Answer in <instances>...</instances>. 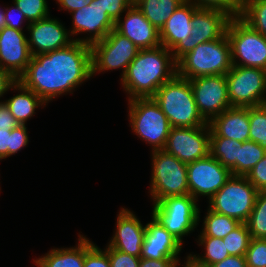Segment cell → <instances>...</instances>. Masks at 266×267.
<instances>
[{
  "label": "cell",
  "instance_id": "46",
  "mask_svg": "<svg viewBox=\"0 0 266 267\" xmlns=\"http://www.w3.org/2000/svg\"><path fill=\"white\" fill-rule=\"evenodd\" d=\"M11 131L0 130V160L11 156Z\"/></svg>",
  "mask_w": 266,
  "mask_h": 267
},
{
  "label": "cell",
  "instance_id": "32",
  "mask_svg": "<svg viewBox=\"0 0 266 267\" xmlns=\"http://www.w3.org/2000/svg\"><path fill=\"white\" fill-rule=\"evenodd\" d=\"M239 17L254 30L266 37V0L247 3Z\"/></svg>",
  "mask_w": 266,
  "mask_h": 267
},
{
  "label": "cell",
  "instance_id": "31",
  "mask_svg": "<svg viewBox=\"0 0 266 267\" xmlns=\"http://www.w3.org/2000/svg\"><path fill=\"white\" fill-rule=\"evenodd\" d=\"M246 224L251 238L266 239V191H258Z\"/></svg>",
  "mask_w": 266,
  "mask_h": 267
},
{
  "label": "cell",
  "instance_id": "37",
  "mask_svg": "<svg viewBox=\"0 0 266 267\" xmlns=\"http://www.w3.org/2000/svg\"><path fill=\"white\" fill-rule=\"evenodd\" d=\"M245 257L247 267H266V239L251 238Z\"/></svg>",
  "mask_w": 266,
  "mask_h": 267
},
{
  "label": "cell",
  "instance_id": "48",
  "mask_svg": "<svg viewBox=\"0 0 266 267\" xmlns=\"http://www.w3.org/2000/svg\"><path fill=\"white\" fill-rule=\"evenodd\" d=\"M209 267H247L246 257L230 255L223 261L210 265Z\"/></svg>",
  "mask_w": 266,
  "mask_h": 267
},
{
  "label": "cell",
  "instance_id": "49",
  "mask_svg": "<svg viewBox=\"0 0 266 267\" xmlns=\"http://www.w3.org/2000/svg\"><path fill=\"white\" fill-rule=\"evenodd\" d=\"M93 0H56L61 10L71 13L75 10L81 9L84 6L89 5Z\"/></svg>",
  "mask_w": 266,
  "mask_h": 267
},
{
  "label": "cell",
  "instance_id": "30",
  "mask_svg": "<svg viewBox=\"0 0 266 267\" xmlns=\"http://www.w3.org/2000/svg\"><path fill=\"white\" fill-rule=\"evenodd\" d=\"M266 155V150L254 141H245L238 147L236 175L246 176L250 170Z\"/></svg>",
  "mask_w": 266,
  "mask_h": 267
},
{
  "label": "cell",
  "instance_id": "47",
  "mask_svg": "<svg viewBox=\"0 0 266 267\" xmlns=\"http://www.w3.org/2000/svg\"><path fill=\"white\" fill-rule=\"evenodd\" d=\"M17 81L18 80L11 73L0 68V98L3 97L7 91L10 89L12 90V86Z\"/></svg>",
  "mask_w": 266,
  "mask_h": 267
},
{
  "label": "cell",
  "instance_id": "35",
  "mask_svg": "<svg viewBox=\"0 0 266 267\" xmlns=\"http://www.w3.org/2000/svg\"><path fill=\"white\" fill-rule=\"evenodd\" d=\"M27 21L35 22L50 16L47 0H13Z\"/></svg>",
  "mask_w": 266,
  "mask_h": 267
},
{
  "label": "cell",
  "instance_id": "11",
  "mask_svg": "<svg viewBox=\"0 0 266 267\" xmlns=\"http://www.w3.org/2000/svg\"><path fill=\"white\" fill-rule=\"evenodd\" d=\"M139 50L131 40L113 29L102 41L91 46L92 76L98 72L122 69V78Z\"/></svg>",
  "mask_w": 266,
  "mask_h": 267
},
{
  "label": "cell",
  "instance_id": "16",
  "mask_svg": "<svg viewBox=\"0 0 266 267\" xmlns=\"http://www.w3.org/2000/svg\"><path fill=\"white\" fill-rule=\"evenodd\" d=\"M197 8L192 2L185 0L160 30L161 45L171 51L176 62L186 55V38L190 36L191 20Z\"/></svg>",
  "mask_w": 266,
  "mask_h": 267
},
{
  "label": "cell",
  "instance_id": "52",
  "mask_svg": "<svg viewBox=\"0 0 266 267\" xmlns=\"http://www.w3.org/2000/svg\"><path fill=\"white\" fill-rule=\"evenodd\" d=\"M241 1V5H242V8L247 4V3H250L254 0H240Z\"/></svg>",
  "mask_w": 266,
  "mask_h": 267
},
{
  "label": "cell",
  "instance_id": "22",
  "mask_svg": "<svg viewBox=\"0 0 266 267\" xmlns=\"http://www.w3.org/2000/svg\"><path fill=\"white\" fill-rule=\"evenodd\" d=\"M182 247L183 245L152 217V221L146 224L140 258H179Z\"/></svg>",
  "mask_w": 266,
  "mask_h": 267
},
{
  "label": "cell",
  "instance_id": "23",
  "mask_svg": "<svg viewBox=\"0 0 266 267\" xmlns=\"http://www.w3.org/2000/svg\"><path fill=\"white\" fill-rule=\"evenodd\" d=\"M210 137H225L240 142L249 141L248 107H230L210 122Z\"/></svg>",
  "mask_w": 266,
  "mask_h": 267
},
{
  "label": "cell",
  "instance_id": "7",
  "mask_svg": "<svg viewBox=\"0 0 266 267\" xmlns=\"http://www.w3.org/2000/svg\"><path fill=\"white\" fill-rule=\"evenodd\" d=\"M200 209L197 200L190 194L168 197L153 204L154 217L169 233L183 245L187 236L199 225Z\"/></svg>",
  "mask_w": 266,
  "mask_h": 267
},
{
  "label": "cell",
  "instance_id": "9",
  "mask_svg": "<svg viewBox=\"0 0 266 267\" xmlns=\"http://www.w3.org/2000/svg\"><path fill=\"white\" fill-rule=\"evenodd\" d=\"M257 193L258 190L245 176L232 175L210 198L208 208L246 223L254 208Z\"/></svg>",
  "mask_w": 266,
  "mask_h": 267
},
{
  "label": "cell",
  "instance_id": "43",
  "mask_svg": "<svg viewBox=\"0 0 266 267\" xmlns=\"http://www.w3.org/2000/svg\"><path fill=\"white\" fill-rule=\"evenodd\" d=\"M14 8L11 7H5V22L6 26L18 29L23 31V27L21 26L23 22H26V25L28 27L29 22L25 18L24 13L13 3ZM16 13V14H15Z\"/></svg>",
  "mask_w": 266,
  "mask_h": 267
},
{
  "label": "cell",
  "instance_id": "12",
  "mask_svg": "<svg viewBox=\"0 0 266 267\" xmlns=\"http://www.w3.org/2000/svg\"><path fill=\"white\" fill-rule=\"evenodd\" d=\"M185 164L204 158L210 150V126L171 127L164 149Z\"/></svg>",
  "mask_w": 266,
  "mask_h": 267
},
{
  "label": "cell",
  "instance_id": "28",
  "mask_svg": "<svg viewBox=\"0 0 266 267\" xmlns=\"http://www.w3.org/2000/svg\"><path fill=\"white\" fill-rule=\"evenodd\" d=\"M199 246L204 247V255H193L188 254L195 263L203 267H209L210 265L216 264L223 261L229 255L228 250L223 242L222 238H215L211 236H198Z\"/></svg>",
  "mask_w": 266,
  "mask_h": 267
},
{
  "label": "cell",
  "instance_id": "38",
  "mask_svg": "<svg viewBox=\"0 0 266 267\" xmlns=\"http://www.w3.org/2000/svg\"><path fill=\"white\" fill-rule=\"evenodd\" d=\"M200 8H212L225 11L231 17L241 14L242 5L240 0H187Z\"/></svg>",
  "mask_w": 266,
  "mask_h": 267
},
{
  "label": "cell",
  "instance_id": "19",
  "mask_svg": "<svg viewBox=\"0 0 266 267\" xmlns=\"http://www.w3.org/2000/svg\"><path fill=\"white\" fill-rule=\"evenodd\" d=\"M230 19L231 16L225 11L198 7L193 12L190 36L186 38V54L200 43L221 38L226 33Z\"/></svg>",
  "mask_w": 266,
  "mask_h": 267
},
{
  "label": "cell",
  "instance_id": "6",
  "mask_svg": "<svg viewBox=\"0 0 266 267\" xmlns=\"http://www.w3.org/2000/svg\"><path fill=\"white\" fill-rule=\"evenodd\" d=\"M129 122L133 133L153 150L164 149L170 133L169 120L153 97L128 100Z\"/></svg>",
  "mask_w": 266,
  "mask_h": 267
},
{
  "label": "cell",
  "instance_id": "3",
  "mask_svg": "<svg viewBox=\"0 0 266 267\" xmlns=\"http://www.w3.org/2000/svg\"><path fill=\"white\" fill-rule=\"evenodd\" d=\"M153 99L158 103L171 127H198L207 122L198 112L190 81L176 74L164 83Z\"/></svg>",
  "mask_w": 266,
  "mask_h": 267
},
{
  "label": "cell",
  "instance_id": "41",
  "mask_svg": "<svg viewBox=\"0 0 266 267\" xmlns=\"http://www.w3.org/2000/svg\"><path fill=\"white\" fill-rule=\"evenodd\" d=\"M104 10H107L108 16L115 23L123 13L134 4V0H101Z\"/></svg>",
  "mask_w": 266,
  "mask_h": 267
},
{
  "label": "cell",
  "instance_id": "39",
  "mask_svg": "<svg viewBox=\"0 0 266 267\" xmlns=\"http://www.w3.org/2000/svg\"><path fill=\"white\" fill-rule=\"evenodd\" d=\"M104 250L108 253L111 267H139L140 265V257L123 253L109 246Z\"/></svg>",
  "mask_w": 266,
  "mask_h": 267
},
{
  "label": "cell",
  "instance_id": "29",
  "mask_svg": "<svg viewBox=\"0 0 266 267\" xmlns=\"http://www.w3.org/2000/svg\"><path fill=\"white\" fill-rule=\"evenodd\" d=\"M239 224L240 222L237 219L213 212L208 208L203 220V229L199 236H211L223 239Z\"/></svg>",
  "mask_w": 266,
  "mask_h": 267
},
{
  "label": "cell",
  "instance_id": "4",
  "mask_svg": "<svg viewBox=\"0 0 266 267\" xmlns=\"http://www.w3.org/2000/svg\"><path fill=\"white\" fill-rule=\"evenodd\" d=\"M233 67L231 45L226 33L219 39L200 43L177 62V74L188 80L226 75Z\"/></svg>",
  "mask_w": 266,
  "mask_h": 267
},
{
  "label": "cell",
  "instance_id": "34",
  "mask_svg": "<svg viewBox=\"0 0 266 267\" xmlns=\"http://www.w3.org/2000/svg\"><path fill=\"white\" fill-rule=\"evenodd\" d=\"M251 235L246 223H240L232 232L223 238V242L229 255L245 256Z\"/></svg>",
  "mask_w": 266,
  "mask_h": 267
},
{
  "label": "cell",
  "instance_id": "5",
  "mask_svg": "<svg viewBox=\"0 0 266 267\" xmlns=\"http://www.w3.org/2000/svg\"><path fill=\"white\" fill-rule=\"evenodd\" d=\"M150 197L153 204L168 197L189 194L187 164L165 150H153Z\"/></svg>",
  "mask_w": 266,
  "mask_h": 267
},
{
  "label": "cell",
  "instance_id": "27",
  "mask_svg": "<svg viewBox=\"0 0 266 267\" xmlns=\"http://www.w3.org/2000/svg\"><path fill=\"white\" fill-rule=\"evenodd\" d=\"M242 143L225 137H210L209 154L229 169L232 175H236L238 147H241Z\"/></svg>",
  "mask_w": 266,
  "mask_h": 267
},
{
  "label": "cell",
  "instance_id": "18",
  "mask_svg": "<svg viewBox=\"0 0 266 267\" xmlns=\"http://www.w3.org/2000/svg\"><path fill=\"white\" fill-rule=\"evenodd\" d=\"M26 29L30 34L27 41L32 56L66 47L74 41L73 37L71 39L69 30L59 20L51 18V16L30 22Z\"/></svg>",
  "mask_w": 266,
  "mask_h": 267
},
{
  "label": "cell",
  "instance_id": "24",
  "mask_svg": "<svg viewBox=\"0 0 266 267\" xmlns=\"http://www.w3.org/2000/svg\"><path fill=\"white\" fill-rule=\"evenodd\" d=\"M12 89L19 91L18 94L5 100L4 103L18 124L26 125L27 120L34 116L35 110L42 106L44 108L47 104L19 81L12 86Z\"/></svg>",
  "mask_w": 266,
  "mask_h": 267
},
{
  "label": "cell",
  "instance_id": "50",
  "mask_svg": "<svg viewBox=\"0 0 266 267\" xmlns=\"http://www.w3.org/2000/svg\"><path fill=\"white\" fill-rule=\"evenodd\" d=\"M186 261H184V265H180L182 267H203L198 265L197 263H195L191 258H189L187 256V258L185 259Z\"/></svg>",
  "mask_w": 266,
  "mask_h": 267
},
{
  "label": "cell",
  "instance_id": "36",
  "mask_svg": "<svg viewBox=\"0 0 266 267\" xmlns=\"http://www.w3.org/2000/svg\"><path fill=\"white\" fill-rule=\"evenodd\" d=\"M83 267H111L108 253L85 236V259Z\"/></svg>",
  "mask_w": 266,
  "mask_h": 267
},
{
  "label": "cell",
  "instance_id": "13",
  "mask_svg": "<svg viewBox=\"0 0 266 267\" xmlns=\"http://www.w3.org/2000/svg\"><path fill=\"white\" fill-rule=\"evenodd\" d=\"M187 175L189 194L199 201V196H207L210 200L232 176V173L208 154L204 158L187 164Z\"/></svg>",
  "mask_w": 266,
  "mask_h": 267
},
{
  "label": "cell",
  "instance_id": "14",
  "mask_svg": "<svg viewBox=\"0 0 266 267\" xmlns=\"http://www.w3.org/2000/svg\"><path fill=\"white\" fill-rule=\"evenodd\" d=\"M189 81L198 112L207 123L231 107L225 75L200 76Z\"/></svg>",
  "mask_w": 266,
  "mask_h": 267
},
{
  "label": "cell",
  "instance_id": "2",
  "mask_svg": "<svg viewBox=\"0 0 266 267\" xmlns=\"http://www.w3.org/2000/svg\"><path fill=\"white\" fill-rule=\"evenodd\" d=\"M176 74L177 62L166 47L140 49L121 78V86L128 100L153 97Z\"/></svg>",
  "mask_w": 266,
  "mask_h": 267
},
{
  "label": "cell",
  "instance_id": "33",
  "mask_svg": "<svg viewBox=\"0 0 266 267\" xmlns=\"http://www.w3.org/2000/svg\"><path fill=\"white\" fill-rule=\"evenodd\" d=\"M249 140L266 150V104L249 107Z\"/></svg>",
  "mask_w": 266,
  "mask_h": 267
},
{
  "label": "cell",
  "instance_id": "15",
  "mask_svg": "<svg viewBox=\"0 0 266 267\" xmlns=\"http://www.w3.org/2000/svg\"><path fill=\"white\" fill-rule=\"evenodd\" d=\"M72 15V30H69L71 37L79 32L89 33L86 38H74V41L92 46L102 41L113 29L115 23L104 10L101 0H93L89 5L70 13Z\"/></svg>",
  "mask_w": 266,
  "mask_h": 267
},
{
  "label": "cell",
  "instance_id": "17",
  "mask_svg": "<svg viewBox=\"0 0 266 267\" xmlns=\"http://www.w3.org/2000/svg\"><path fill=\"white\" fill-rule=\"evenodd\" d=\"M31 58L24 32L5 26L0 31V68L18 80L26 71Z\"/></svg>",
  "mask_w": 266,
  "mask_h": 267
},
{
  "label": "cell",
  "instance_id": "1",
  "mask_svg": "<svg viewBox=\"0 0 266 267\" xmlns=\"http://www.w3.org/2000/svg\"><path fill=\"white\" fill-rule=\"evenodd\" d=\"M92 77L91 46L73 41L66 47L32 56L24 74L18 79L46 104Z\"/></svg>",
  "mask_w": 266,
  "mask_h": 267
},
{
  "label": "cell",
  "instance_id": "45",
  "mask_svg": "<svg viewBox=\"0 0 266 267\" xmlns=\"http://www.w3.org/2000/svg\"><path fill=\"white\" fill-rule=\"evenodd\" d=\"M180 264L179 258H165L160 260L140 258L139 267H178Z\"/></svg>",
  "mask_w": 266,
  "mask_h": 267
},
{
  "label": "cell",
  "instance_id": "20",
  "mask_svg": "<svg viewBox=\"0 0 266 267\" xmlns=\"http://www.w3.org/2000/svg\"><path fill=\"white\" fill-rule=\"evenodd\" d=\"M115 22V30L131 40L139 49H152L161 46L160 31L153 26L133 4L125 11L124 19Z\"/></svg>",
  "mask_w": 266,
  "mask_h": 267
},
{
  "label": "cell",
  "instance_id": "8",
  "mask_svg": "<svg viewBox=\"0 0 266 267\" xmlns=\"http://www.w3.org/2000/svg\"><path fill=\"white\" fill-rule=\"evenodd\" d=\"M226 35L231 45L233 65L266 70V37L239 16L231 17Z\"/></svg>",
  "mask_w": 266,
  "mask_h": 267
},
{
  "label": "cell",
  "instance_id": "42",
  "mask_svg": "<svg viewBox=\"0 0 266 267\" xmlns=\"http://www.w3.org/2000/svg\"><path fill=\"white\" fill-rule=\"evenodd\" d=\"M11 136V155H15L22 148L26 147L29 143L26 125H18L13 128L10 133Z\"/></svg>",
  "mask_w": 266,
  "mask_h": 267
},
{
  "label": "cell",
  "instance_id": "51",
  "mask_svg": "<svg viewBox=\"0 0 266 267\" xmlns=\"http://www.w3.org/2000/svg\"><path fill=\"white\" fill-rule=\"evenodd\" d=\"M6 26L5 22V8H0V31Z\"/></svg>",
  "mask_w": 266,
  "mask_h": 267
},
{
  "label": "cell",
  "instance_id": "21",
  "mask_svg": "<svg viewBox=\"0 0 266 267\" xmlns=\"http://www.w3.org/2000/svg\"><path fill=\"white\" fill-rule=\"evenodd\" d=\"M145 231L146 225H142L134 212L121 207L117 214L114 235L107 246L140 257Z\"/></svg>",
  "mask_w": 266,
  "mask_h": 267
},
{
  "label": "cell",
  "instance_id": "10",
  "mask_svg": "<svg viewBox=\"0 0 266 267\" xmlns=\"http://www.w3.org/2000/svg\"><path fill=\"white\" fill-rule=\"evenodd\" d=\"M225 76L231 107L266 104V70L233 65Z\"/></svg>",
  "mask_w": 266,
  "mask_h": 267
},
{
  "label": "cell",
  "instance_id": "44",
  "mask_svg": "<svg viewBox=\"0 0 266 267\" xmlns=\"http://www.w3.org/2000/svg\"><path fill=\"white\" fill-rule=\"evenodd\" d=\"M19 124L10 113L8 106L4 101H0V130L11 131Z\"/></svg>",
  "mask_w": 266,
  "mask_h": 267
},
{
  "label": "cell",
  "instance_id": "26",
  "mask_svg": "<svg viewBox=\"0 0 266 267\" xmlns=\"http://www.w3.org/2000/svg\"><path fill=\"white\" fill-rule=\"evenodd\" d=\"M185 0H134V4L142 14L159 31L167 19Z\"/></svg>",
  "mask_w": 266,
  "mask_h": 267
},
{
  "label": "cell",
  "instance_id": "25",
  "mask_svg": "<svg viewBox=\"0 0 266 267\" xmlns=\"http://www.w3.org/2000/svg\"><path fill=\"white\" fill-rule=\"evenodd\" d=\"M78 243L70 248H52L45 255L34 259L37 267H83L85 259V236L78 235Z\"/></svg>",
  "mask_w": 266,
  "mask_h": 267
},
{
  "label": "cell",
  "instance_id": "40",
  "mask_svg": "<svg viewBox=\"0 0 266 267\" xmlns=\"http://www.w3.org/2000/svg\"><path fill=\"white\" fill-rule=\"evenodd\" d=\"M245 177L258 191H266V155Z\"/></svg>",
  "mask_w": 266,
  "mask_h": 267
}]
</instances>
